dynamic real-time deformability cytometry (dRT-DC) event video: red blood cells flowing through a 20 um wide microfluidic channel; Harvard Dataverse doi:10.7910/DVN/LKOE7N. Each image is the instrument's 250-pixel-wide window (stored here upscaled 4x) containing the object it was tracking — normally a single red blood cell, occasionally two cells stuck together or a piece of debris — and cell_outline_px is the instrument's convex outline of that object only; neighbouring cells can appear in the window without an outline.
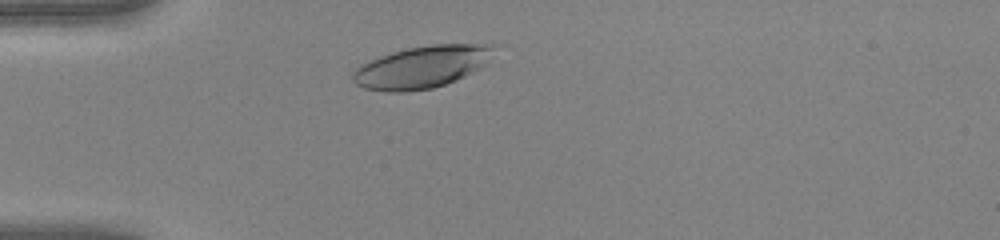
{"species": "human", "species_latin": "Homo sapiens", "temperature_condition": "warm", "stored_images_in_passage": 31, "camera_frame_rate_fps": 3000, "um_per_image_px": 0.085, "donor": {"sex": "female"}, "frame": {"image": 1, "passage_image": 4, "time_ms": 1.0, "image_size_px": [1000, 240], "cell_outline_px": [[504, 44], [480, 68], [456, 80], [432, 88], [404, 92], [384, 92], [364, 88], [356, 84], [352, 80], [352, 72], [360, 64], [380, 56], [392, 52], [408, 48], [432, 44]], "centroid_in_image_um": [35.89, 5.68], "position_along_channel_um": 49.1, "area_um2": 35.03}}
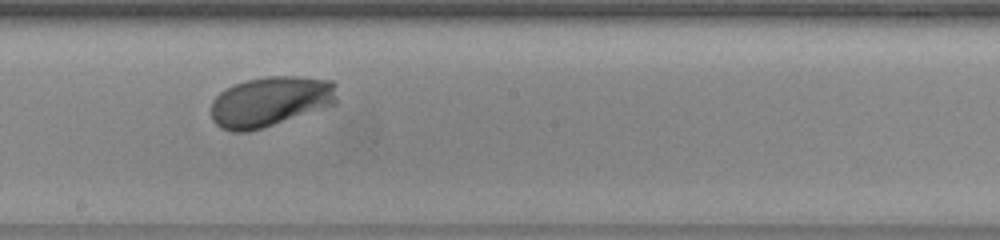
{"frame": {"image": 2, "passage_image": 18, "time_ms": 5.667, "image_size_px": [1000, 240], "cell_outline_px": [[336, 104], [264, 128], [248, 132], [232, 132], [220, 128], [212, 120], [212, 100], [220, 92], [244, 80], [264, 76], [300, 76], [332, 80], [336, 84]], "centroid_in_image_um": [22.99, 8.63], "position_along_channel_um": 225.2, "area_um2": 37.17}}
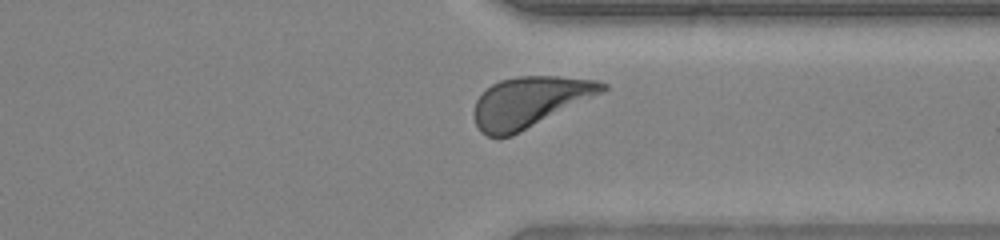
{"frame": {"image": 3, "passage_image": 28, "time_ms": 9.0, "image_size_px": [1000, 240], "cell_outline_px": [[608, 88], [512, 136], [488, 136], [480, 132], [476, 124], [472, 112], [476, 100], [492, 84], [500, 80], [516, 76], [556, 76], [596, 80], [608, 84]], "centroid_in_image_um": [44.95, 8.66], "position_along_channel_um": 366.5, "area_um2": 37.05}, "authors_computed_cell_mechanics": {"area_um2": 35.7782, "velocity_mm_per_s": 4.2149, "shape_relaxation_time_tau1_ms": 1.6938, "shape_relaxation_time_tau2_ms": null, "deformation_change_tau1": 0.1307, "deformation_change_tau2": null}}